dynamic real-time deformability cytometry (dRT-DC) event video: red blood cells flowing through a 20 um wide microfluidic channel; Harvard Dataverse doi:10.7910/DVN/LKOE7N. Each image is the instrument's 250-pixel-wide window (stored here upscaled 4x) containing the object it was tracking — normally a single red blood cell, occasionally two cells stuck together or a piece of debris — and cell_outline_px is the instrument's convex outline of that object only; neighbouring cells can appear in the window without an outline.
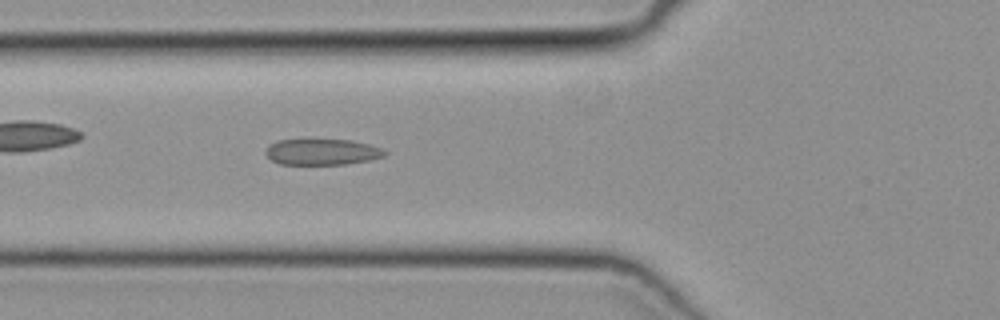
{"species": "common noctule bat (a hibernating species)", "species_latin": "Nyctalus noctula", "temperature_condition": "cold", "stored_images_in_passage": 47, "camera_frame_rate_fps": 3000, "um_per_image_px": 0.085, "animal": {"sex": "female", "body_mass_g": 19.3, "forearm_length_mm": 54.1}, "frame": {"image": 1, "passage_image": 16, "time_ms": 5.0, "image_size_px": [1000, 320], "cell_outline_px": [[388, 152], [384, 156], [368, 160], [344, 164], [280, 164], [272, 160], [264, 152], [276, 140], [352, 140], [368, 144], [380, 148]], "centroid_in_image_um": [27.38, 12.91], "position_along_channel_um": 98.4, "area_um2": 17.74}}
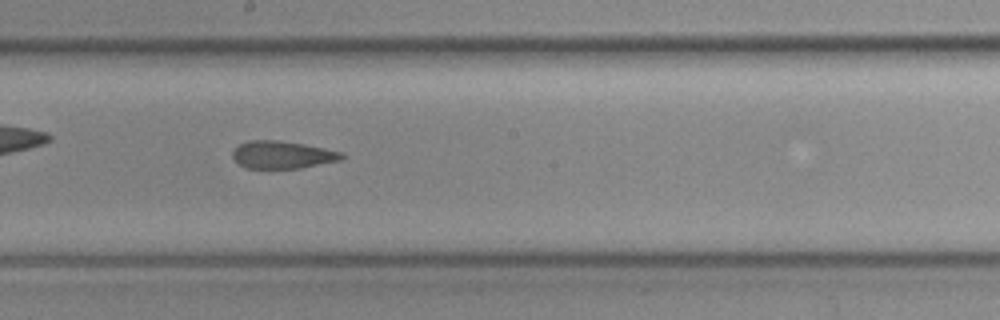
{"frame": {"image": 2, "passage_image": 25, "time_ms": 8.0, "image_size_px": [1000, 320], "cell_outline_px": [[344, 156], [340, 160], [300, 168], [244, 168], [232, 156], [232, 152], [240, 144], [248, 140], [276, 140], [304, 144], [340, 152]], "centroid_in_image_um": [23.96, 13.15], "position_along_channel_um": 224.2, "area_um2": 17.22}}
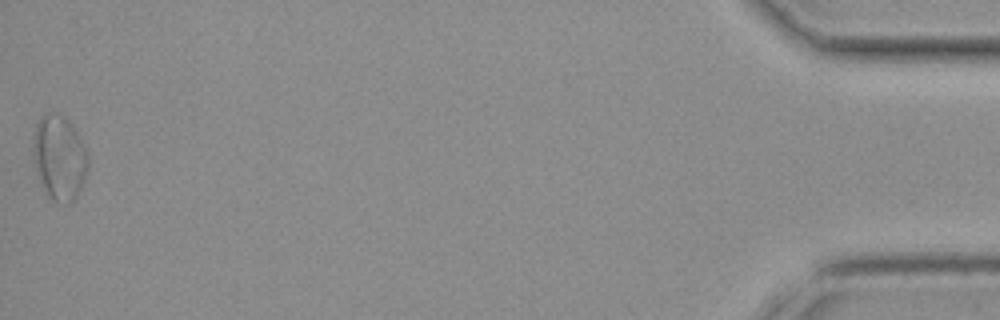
{"frame": {"image": 3, "passage_image": 47, "time_ms": 15.333, "image_size_px": [1000, 320], "cell_outline_px": [[88, 168], [84, 180], [76, 196], [68, 204], [64, 204], [52, 200], [44, 192], [36, 168], [32, 152], [32, 140], [36, 124], [40, 116], [52, 112], [56, 112], [68, 120], [76, 132], [88, 152]], "centroid_in_image_um": [5.03, 13.4], "position_along_channel_um": 430.2, "area_um2": 27.17}}